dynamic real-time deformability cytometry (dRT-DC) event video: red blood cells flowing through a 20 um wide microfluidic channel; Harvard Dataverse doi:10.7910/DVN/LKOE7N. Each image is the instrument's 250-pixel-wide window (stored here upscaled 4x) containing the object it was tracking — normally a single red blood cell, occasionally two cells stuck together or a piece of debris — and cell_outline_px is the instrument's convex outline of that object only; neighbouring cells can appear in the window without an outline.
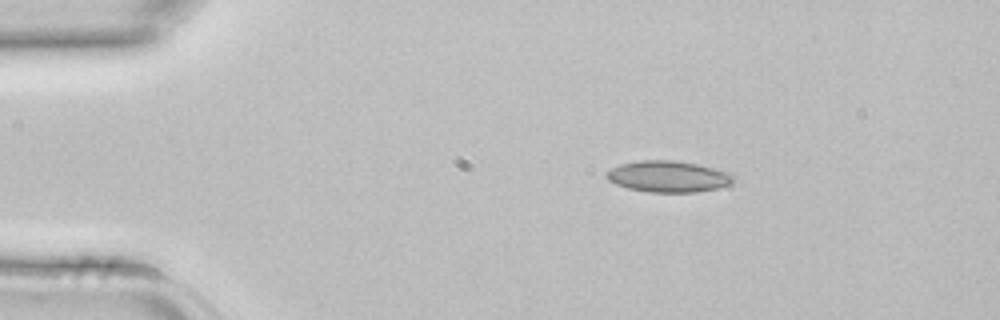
{"species": "common noctule bat (a hibernating species)", "species_latin": "Nyctalus noctula", "temperature_condition": "room temperature", "stored_images_in_passage": 2, "camera_frame_rate_fps": 3000, "um_per_image_px": 0.085, "animal": {"sex": "female", "body_mass_g": 22.7, "forearm_length_mm": 54.2}, "frame": {"image": 1, "passage_image": 1, "time_ms": 0.0, "image_size_px": [1000, 320], "cell_outline_px": [[736, 176], [728, 184], [716, 188], [696, 192], [648, 192], [628, 188], [616, 184], [608, 180], [604, 176], [604, 172], [620, 164], [640, 160], [676, 160], [696, 164], [732, 172]], "centroid_in_image_um": [56.77, 14.99], "position_along_channel_um": 28.2, "area_um2": 23.24}}